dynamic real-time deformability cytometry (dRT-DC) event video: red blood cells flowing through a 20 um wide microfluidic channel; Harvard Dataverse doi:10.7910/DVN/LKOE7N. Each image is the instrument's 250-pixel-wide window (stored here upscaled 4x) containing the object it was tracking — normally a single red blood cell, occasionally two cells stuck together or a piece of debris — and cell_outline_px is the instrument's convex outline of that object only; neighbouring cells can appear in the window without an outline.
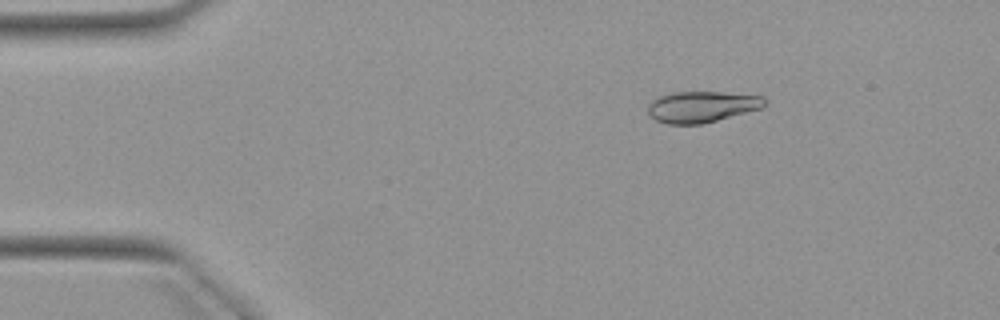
{"species": "Egyptian fruit bat (a non-hibernating species)", "species_latin": "Rousettus aegyptiacus", "temperature_condition": "warm", "stored_images_in_passage": 6, "camera_frame_rate_fps": 3000, "um_per_image_px": 0.085, "animal": {"sex": "female"}, "frame": {"image": 1, "passage_image": 3, "time_ms": 2.333, "image_size_px": [1000, 320], "cell_outline_px": [[768, 104], [764, 108], [704, 124], [668, 124], [656, 120], [648, 116], [648, 104], [652, 100], [660, 96], [672, 92], [724, 92], [764, 96]], "centroid_in_image_um": [59.7, 9.08], "position_along_channel_um": 25.3, "area_um2": 21.62}}
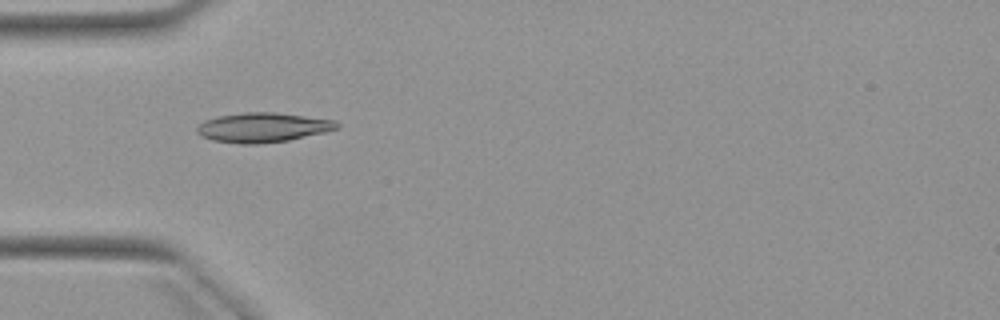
{"frame": {"image": 2, "passage_image": 5, "time_ms": 5.0, "image_size_px": [1000, 320], "cell_outline_px": [[340, 128], [324, 132], [288, 140], [256, 144], [240, 144], [212, 140], [200, 136], [196, 132], [196, 128], [204, 120], [220, 116], [244, 112], [272, 112], [336, 120], [340, 124]], "centroid_in_image_um": [22.33, 10.84], "position_along_channel_um": 62.7, "area_um2": 24.04}}
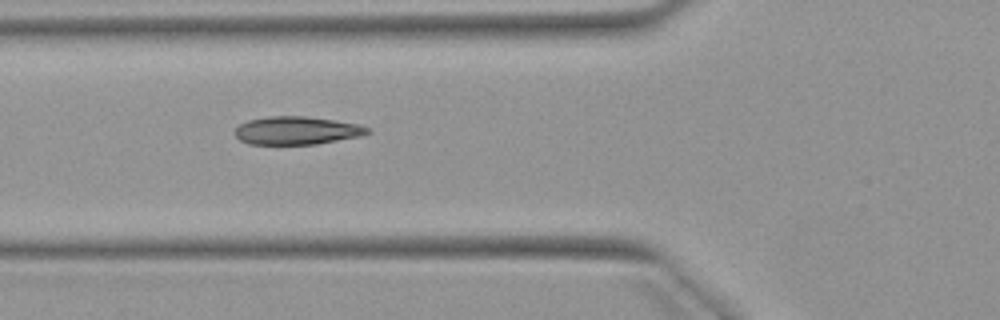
{"frame": {"image": 3, "passage_image": 6, "time_ms": 6.0, "image_size_px": [1000, 320], "cell_outline_px": [[372, 132], [364, 136], [316, 144], [248, 144], [240, 140], [236, 136], [236, 128], [240, 124], [248, 120], [268, 116], [304, 116], [360, 124], [372, 128]], "centroid_in_image_um": [25.3, 11.1], "position_along_channel_um": 100.5, "area_um2": 21.85}}